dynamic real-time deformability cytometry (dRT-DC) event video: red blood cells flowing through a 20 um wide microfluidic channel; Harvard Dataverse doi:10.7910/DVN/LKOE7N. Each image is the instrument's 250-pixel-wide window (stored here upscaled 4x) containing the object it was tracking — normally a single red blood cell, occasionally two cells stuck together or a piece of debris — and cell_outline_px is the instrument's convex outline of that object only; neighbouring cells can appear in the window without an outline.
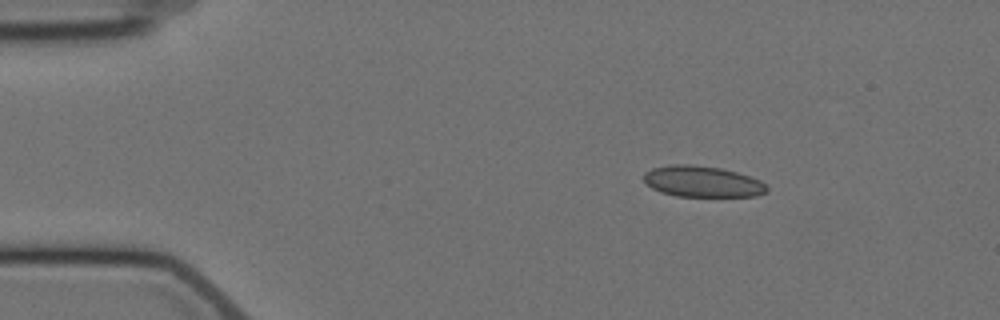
{"species": "Egyptian fruit bat (a non-hibernating species)", "species_latin": "Rousettus aegyptiacus", "temperature_condition": "cold", "stored_images_in_passage": 7, "camera_frame_rate_fps": 3000, "um_per_image_px": 0.085, "animal": {"sex": "female"}, "frame": {"image": 1, "passage_image": 2, "time_ms": 2.333, "image_size_px": [1000, 320], "cell_outline_px": [[768, 192], [756, 196], [676, 196], [660, 192], [652, 188], [644, 180], [644, 172], [652, 168], [672, 164], [692, 164], [720, 168], [736, 172], [760, 180], [768, 188]], "centroid_in_image_um": [59.69, 15.43], "position_along_channel_um": 25.3, "area_um2": 22.25}}
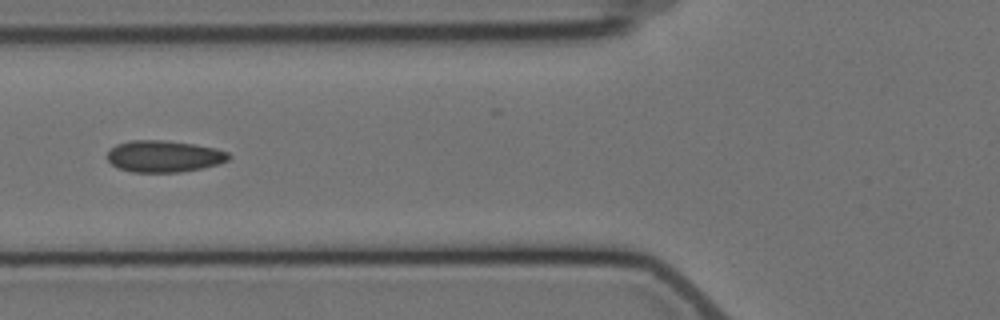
{"frame": {"image": 2, "passage_image": 6, "time_ms": 6.667, "image_size_px": [1000, 320], "cell_outline_px": [[232, 156], [228, 160], [220, 164], [204, 168], [180, 172], [132, 172], [116, 168], [108, 160], [108, 148], [116, 144], [128, 140], [164, 140], [192, 144], [216, 148], [228, 152]], "centroid_in_image_um": [13.93, 13.29], "position_along_channel_um": 111.9, "area_um2": 22.72}}
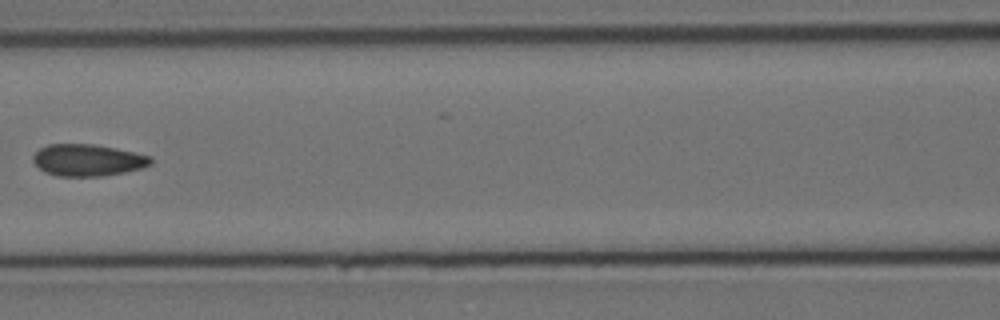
{"frame": {"image": 3, "passage_image": 7, "time_ms": 8.0, "image_size_px": [1000, 320], "cell_outline_px": [[152, 164], [140, 168], [124, 172], [104, 176], [56, 176], [44, 172], [32, 160], [32, 156], [40, 148], [48, 144], [92, 144], [116, 148], [152, 156]], "centroid_in_image_um": [7.45, 13.61], "position_along_channel_um": 159.1, "area_um2": 21.85}}